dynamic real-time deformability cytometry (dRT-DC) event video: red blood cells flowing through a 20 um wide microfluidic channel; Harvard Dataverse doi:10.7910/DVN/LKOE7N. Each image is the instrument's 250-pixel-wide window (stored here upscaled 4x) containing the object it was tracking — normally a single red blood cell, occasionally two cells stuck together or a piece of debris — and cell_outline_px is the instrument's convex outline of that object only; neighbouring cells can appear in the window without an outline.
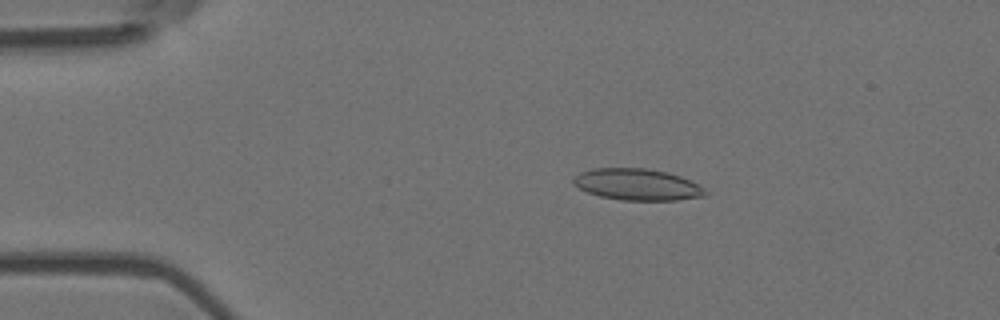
{"species": "Egyptian fruit bat (a non-hibernating species)", "species_latin": "Rousettus aegyptiacus", "temperature_condition": "room temperature", "stored_images_in_passage": 54, "camera_frame_rate_fps": 3000, "um_per_image_px": 0.085, "animal": {"sex": "female"}, "frame": {"image": 1, "passage_image": 10, "time_ms": 3.0, "image_size_px": [1000, 320], "cell_outline_px": [[708, 192], [704, 196], [676, 200], [620, 200], [600, 196], [588, 192], [572, 184], [572, 180], [580, 172], [592, 168], [648, 168], [680, 176], [704, 188]], "centroid_in_image_um": [54.13, 15.68], "position_along_channel_um": 30.9, "area_um2": 24.04}}
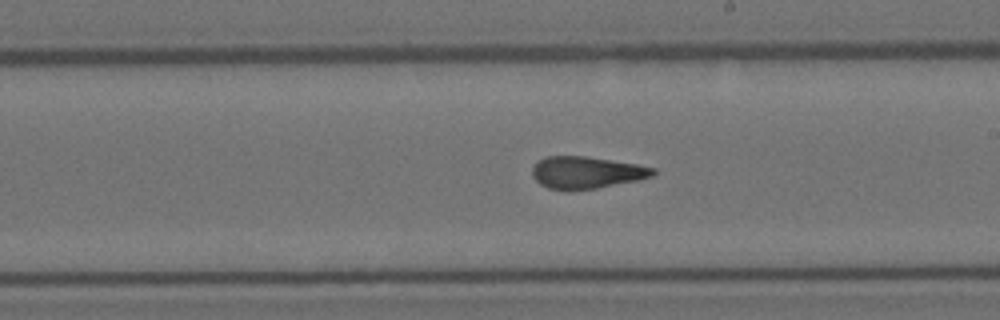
{"frame": {"image": 2, "passage_image": 31, "time_ms": 10.0, "image_size_px": [1000, 320], "cell_outline_px": [[656, 172], [652, 176], [640, 180], [596, 188], [568, 192], [548, 188], [540, 184], [532, 176], [532, 168], [536, 160], [544, 156], [584, 156], [636, 164], [656, 168]], "centroid_in_image_um": [49.8, 14.68], "position_along_channel_um": 239.2, "area_um2": 22.95}}
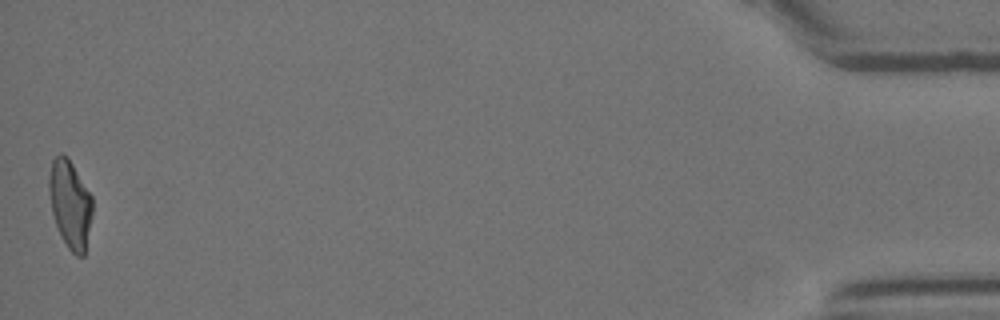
{"frame": {"image": 3, "passage_image": 54, "time_ms": 17.667, "image_size_px": [1000, 320], "cell_outline_px": [[92, 216], [84, 256], [76, 256], [68, 248], [60, 236], [52, 212], [48, 188], [48, 176], [52, 160], [60, 152], [68, 156], [92, 196]], "centroid_in_image_um": [5.95, 17.33], "position_along_channel_um": 429.2, "area_um2": 22.43}, "authors_computed_cell_mechanics": {"area_um2": 23.2356, "velocity_mm_per_s": 3.7113, "shape_relaxation_time_tau1_ms": null, "shape_relaxation_time_tau2_ms": 1.7638, "deformation_change_tau1": null, "deformation_change_tau2": 0.0964}}